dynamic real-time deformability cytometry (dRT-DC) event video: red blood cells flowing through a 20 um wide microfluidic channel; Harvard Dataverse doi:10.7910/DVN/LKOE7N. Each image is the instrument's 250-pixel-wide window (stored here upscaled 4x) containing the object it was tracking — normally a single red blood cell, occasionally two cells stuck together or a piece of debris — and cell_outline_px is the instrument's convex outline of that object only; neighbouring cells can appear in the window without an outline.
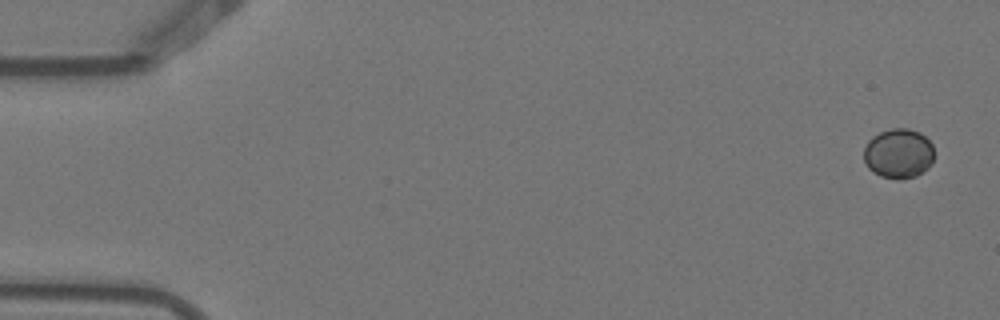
{"species": "Egyptian fruit bat (a non-hibernating species)", "species_latin": "Rousettus aegyptiacus", "temperature_condition": "warm", "stored_images_in_passage": 5, "camera_frame_rate_fps": 3000, "um_per_image_px": 0.085, "animal": {"sex": "female"}, "frame": {"image": 1, "passage_image": 1, "time_ms": 0.0, "image_size_px": [1000, 320], "cell_outline_px": [[932, 160], [928, 168], [916, 176], [900, 180], [880, 176], [872, 172], [868, 168], [864, 160], [864, 148], [868, 140], [872, 136], [880, 132], [892, 128], [908, 128], [920, 132], [932, 144]], "centroid_in_image_um": [76.35, 13.05], "position_along_channel_um": 8.7, "area_um2": 20.46}}
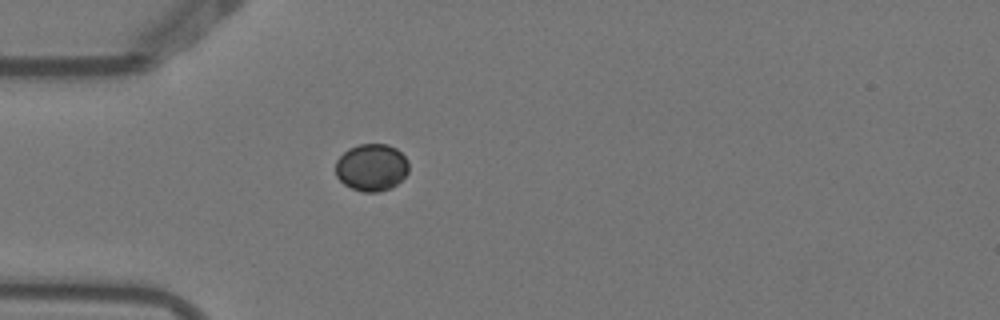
{"frame": {"image": 2, "passage_image": 5, "time_ms": 1.333, "image_size_px": [1000, 320], "cell_outline_px": [[408, 172], [392, 188], [380, 192], [364, 192], [352, 188], [344, 184], [336, 176], [336, 160], [348, 148], [360, 144], [388, 144], [396, 148], [408, 160]], "centroid_in_image_um": [31.58, 14.23], "position_along_channel_um": 53.4, "area_um2": 20.17}}